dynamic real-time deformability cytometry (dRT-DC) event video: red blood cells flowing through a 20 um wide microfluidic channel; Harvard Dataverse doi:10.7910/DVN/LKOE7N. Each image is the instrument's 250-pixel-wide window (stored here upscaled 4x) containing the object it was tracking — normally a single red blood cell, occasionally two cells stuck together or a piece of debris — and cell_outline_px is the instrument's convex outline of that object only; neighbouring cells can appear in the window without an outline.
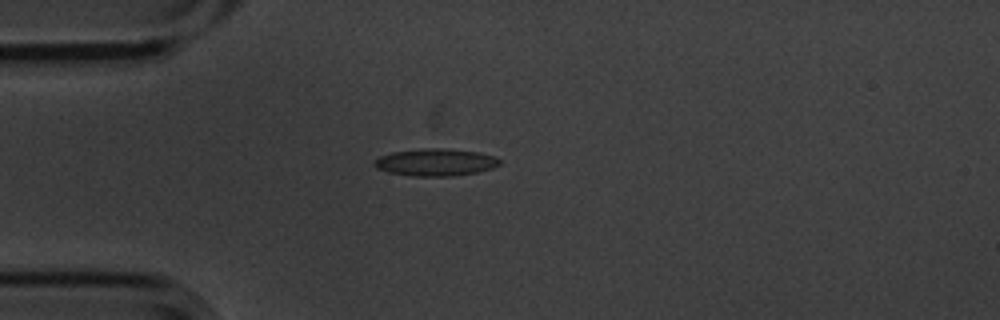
{"species": "common noctule bat (a hibernating species)", "species_latin": "Nyctalus noctula", "temperature_condition": "cold", "stored_images_in_passage": 5, "camera_frame_rate_fps": 3000, "um_per_image_px": 0.085, "animal": {"sex": "male", "body_mass_g": 20.1, "forearm_length_mm": 53.5}, "frame": {"image": 1, "passage_image": 2, "time_ms": 0.333, "image_size_px": [1000, 320], "cell_outline_px": [[500, 164], [492, 168], [476, 172], [452, 176], [412, 176], [388, 172], [376, 168], [372, 164], [372, 160], [380, 156], [392, 152], [424, 148], [444, 148], [476, 152], [496, 156], [500, 160]], "centroid_in_image_um": [36.98, 13.79], "position_along_channel_um": 48.0, "area_um2": 19.94}}
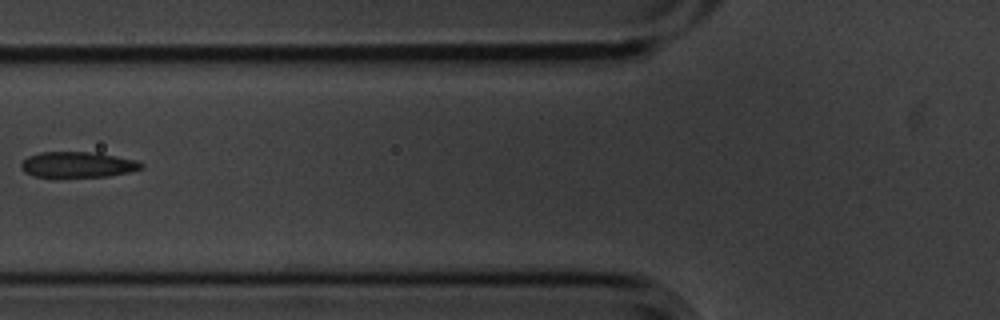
{"frame": {"image": 2, "passage_image": 4, "time_ms": 1.0, "image_size_px": [1000, 320], "cell_outline_px": [[144, 168], [128, 172], [108, 176], [56, 180], [32, 176], [24, 172], [20, 164], [28, 156], [40, 152], [96, 152], [136, 160], [144, 164]], "centroid_in_image_um": [6.55, 14.04], "position_along_channel_um": 119.2, "area_um2": 18.9}}
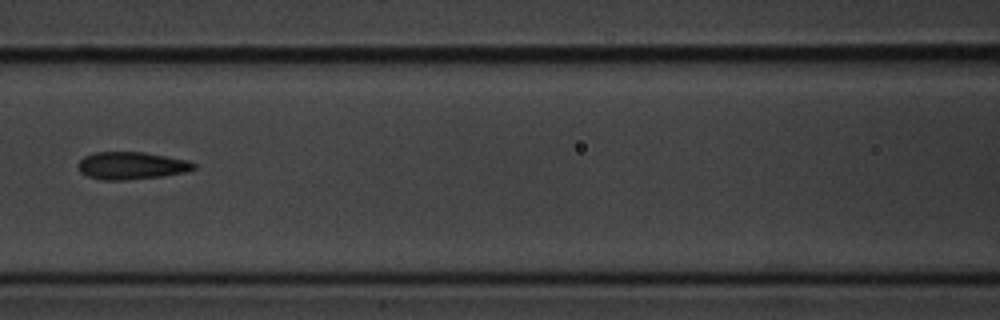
{"frame": {"image": 3, "passage_image": 5, "time_ms": 1.333, "image_size_px": [1000, 320], "cell_outline_px": [[196, 168], [188, 172], [160, 176], [124, 180], [104, 180], [88, 176], [80, 172], [80, 160], [84, 156], [96, 152], [144, 152], [188, 160], [196, 164]], "centroid_in_image_um": [11.22, 14.07], "position_along_channel_um": 155.4, "area_um2": 18.38}}